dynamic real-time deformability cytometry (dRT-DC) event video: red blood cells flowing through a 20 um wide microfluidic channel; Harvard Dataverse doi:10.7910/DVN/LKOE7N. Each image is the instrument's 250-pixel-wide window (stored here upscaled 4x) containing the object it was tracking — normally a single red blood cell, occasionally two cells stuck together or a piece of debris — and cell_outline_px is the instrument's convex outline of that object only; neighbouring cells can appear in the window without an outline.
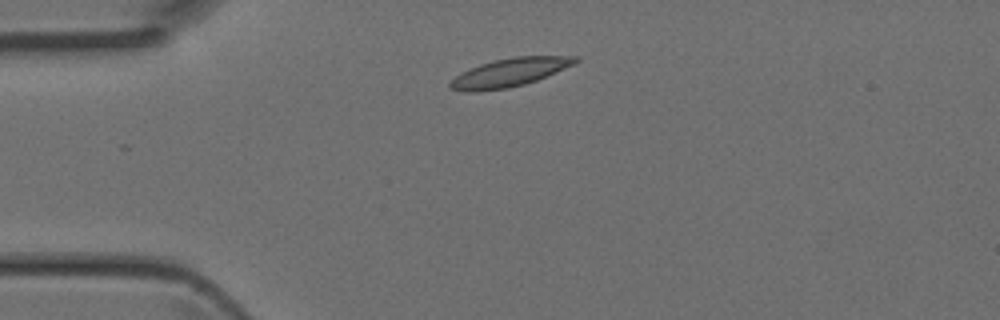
{"species": "Egyptian fruit bat (a non-hibernating species)", "species_latin": "Rousettus aegyptiacus", "temperature_condition": "room temperature", "stored_images_in_passage": 4, "camera_frame_rate_fps": 3000, "um_per_image_px": 0.085, "animal": {"sex": "female"}, "frame": {"image": 1, "passage_image": 4, "time_ms": 1.0, "image_size_px": [1000, 320], "cell_outline_px": [[580, 60], [564, 68], [536, 80], [524, 84], [508, 88], [476, 92], [468, 92], [448, 88], [448, 84], [456, 76], [480, 64], [512, 56], [580, 56]], "centroid_in_image_um": [43.3, 6.16], "position_along_channel_um": 41.7, "area_um2": 20.4}}